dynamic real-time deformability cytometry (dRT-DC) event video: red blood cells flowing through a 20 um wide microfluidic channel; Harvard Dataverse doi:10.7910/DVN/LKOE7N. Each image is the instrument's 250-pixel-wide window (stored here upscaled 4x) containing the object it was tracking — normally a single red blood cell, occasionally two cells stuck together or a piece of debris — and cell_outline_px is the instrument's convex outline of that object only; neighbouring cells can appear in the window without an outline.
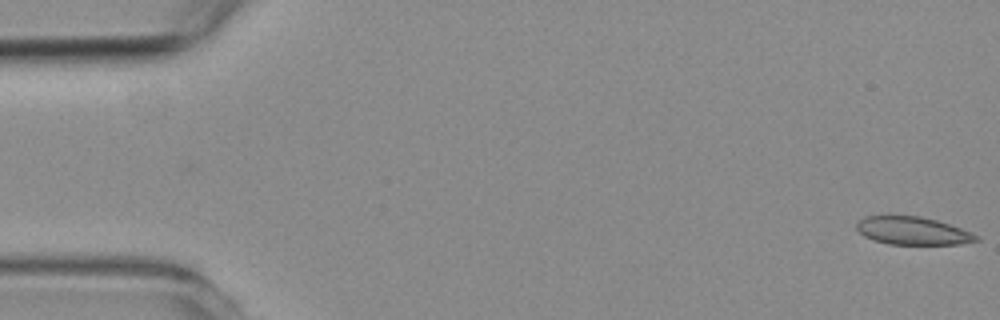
{"species": "common noctule bat (a hibernating species)", "species_latin": "Nyctalus noctula", "temperature_condition": "room temperature", "stored_images_in_passage": 16, "camera_frame_rate_fps": 3000, "um_per_image_px": 0.085, "animal": {"sex": "female", "body_mass_g": 19.3, "forearm_length_mm": 54.1}, "frame": {"image": 1, "passage_image": 1, "time_ms": 0.0, "image_size_px": [1000, 320], "cell_outline_px": [[980, 240], [960, 244], [888, 244], [872, 240], [864, 236], [856, 228], [856, 224], [864, 216], [888, 212], [920, 216], [936, 220], [972, 232], [980, 236]], "centroid_in_image_um": [77.51, 19.57], "position_along_channel_um": 7.5, "area_um2": 20.23}}
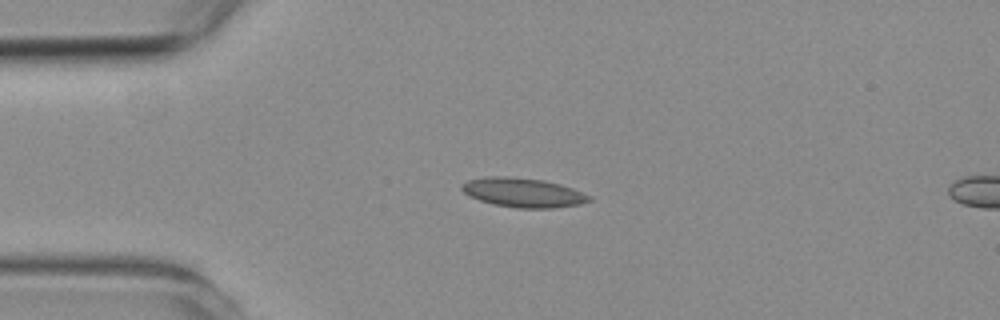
{"frame": {"image": 2, "passage_image": 13, "time_ms": 4.0, "image_size_px": [1000, 320], "cell_outline_px": [[592, 200], [580, 204], [552, 208], [516, 208], [492, 204], [468, 196], [460, 188], [460, 184], [468, 180], [484, 176], [508, 176], [544, 180], [560, 184], [572, 188], [592, 196]], "centroid_in_image_um": [44.44, 16.36], "position_along_channel_um": 40.6, "area_um2": 21.96}}